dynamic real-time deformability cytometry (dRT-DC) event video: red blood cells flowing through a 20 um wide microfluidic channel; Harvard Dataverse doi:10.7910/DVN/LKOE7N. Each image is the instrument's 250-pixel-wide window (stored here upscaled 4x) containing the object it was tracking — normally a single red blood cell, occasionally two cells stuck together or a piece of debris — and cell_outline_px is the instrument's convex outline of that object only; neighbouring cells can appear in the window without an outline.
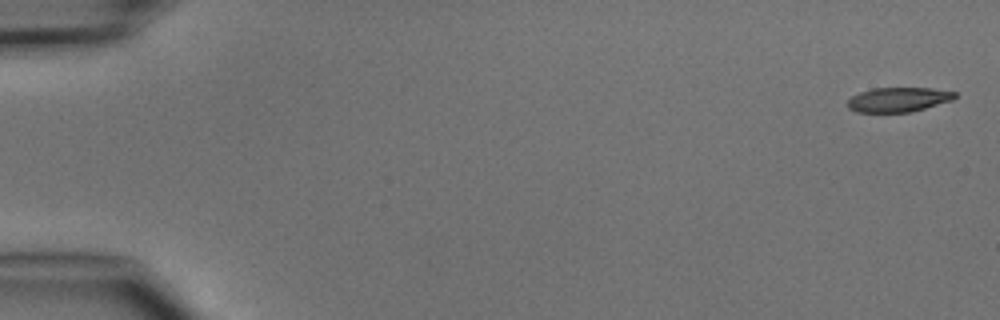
{"species": "common noctule bat (a hibernating species)", "species_latin": "Nyctalus noctula", "temperature_condition": "cold", "stored_images_in_passage": 5, "camera_frame_rate_fps": 3000, "um_per_image_px": 0.085, "animal": {"sex": "male", "body_mass_g": 15.6}, "frame": {"image": 1, "passage_image": 1, "time_ms": 0.0, "image_size_px": [1000, 320], "cell_outline_px": [[956, 96], [952, 100], [912, 112], [856, 112], [848, 108], [848, 100], [852, 96], [860, 92], [872, 88], [932, 88], [956, 92]], "centroid_in_image_um": [76.35, 8.46], "position_along_channel_um": 8.6, "area_um2": 15.32}}
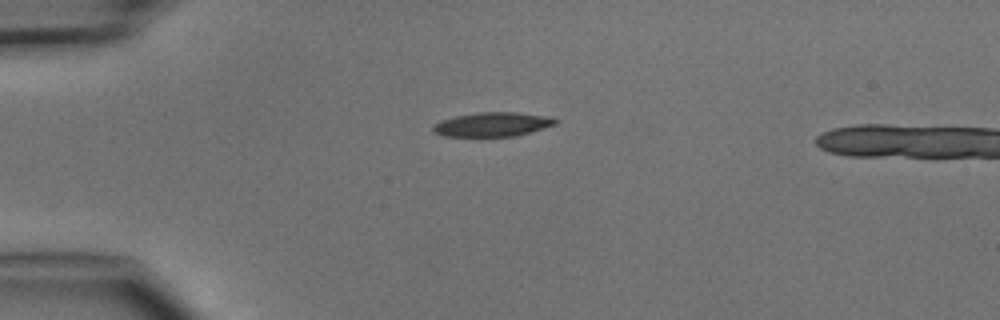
{"frame": {"image": 2, "passage_image": 4, "time_ms": 3.667, "image_size_px": [1000, 320], "cell_outline_px": [[560, 120], [556, 124], [544, 128], [516, 136], [444, 136], [432, 132], [432, 128], [440, 120], [456, 116], [476, 112], [516, 112], [544, 116]], "centroid_in_image_um": [41.85, 10.57], "position_along_channel_um": 43.2, "area_um2": 17.17}}